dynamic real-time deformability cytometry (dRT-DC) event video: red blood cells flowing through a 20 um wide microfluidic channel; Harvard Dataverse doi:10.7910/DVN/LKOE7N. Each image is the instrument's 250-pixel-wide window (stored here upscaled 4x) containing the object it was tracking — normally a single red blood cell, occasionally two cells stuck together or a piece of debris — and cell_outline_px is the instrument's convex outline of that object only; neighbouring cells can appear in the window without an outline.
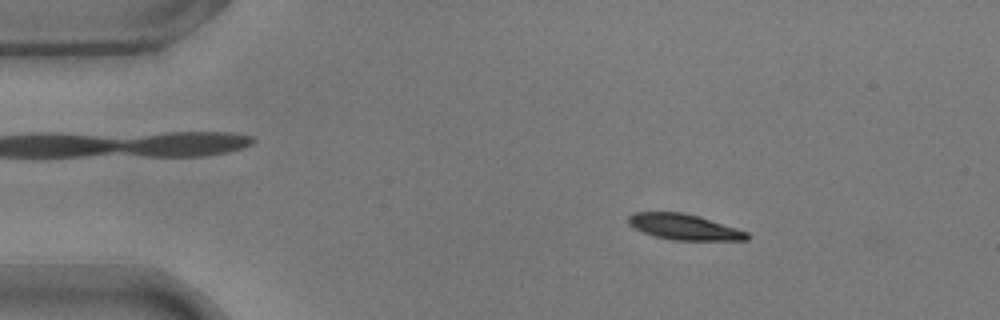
{"species": "common noctule bat (a hibernating species)", "species_latin": "Nyctalus noctula", "temperature_condition": "warm", "stored_images_in_passage": 53, "camera_frame_rate_fps": 3000, "um_per_image_px": 0.085, "animal": {"sex": "male", "body_mass_g": 17.9}, "frame": {"image": 1, "passage_image": 8, "time_ms": 2.333, "image_size_px": [1000, 320], "cell_outline_px": [[748, 240], [672, 240], [656, 236], [632, 228], [628, 224], [628, 216], [632, 212], [684, 212], [700, 216], [748, 232]], "centroid_in_image_um": [58.11, 19.28], "position_along_channel_um": 26.9, "area_um2": 17.8}}
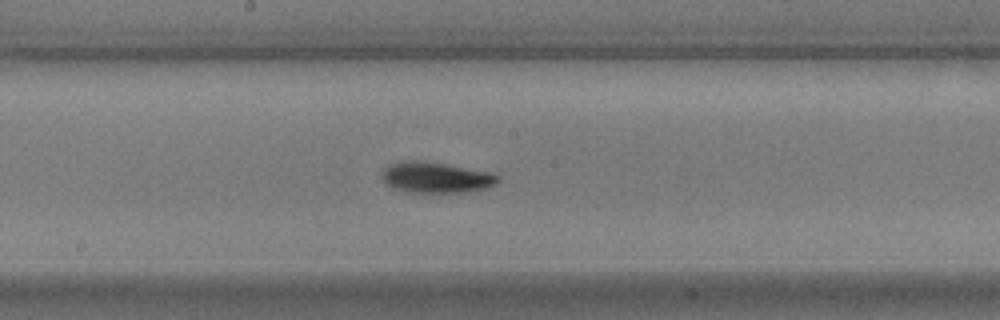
{"frame": {"image": 2, "passage_image": 28, "time_ms": 9.0, "image_size_px": [1000, 320], "cell_outline_px": [[500, 180], [496, 184], [472, 192], [408, 192], [392, 188], [384, 184], [380, 172], [388, 164], [404, 160], [416, 160], [444, 164], [492, 172], [500, 176]], "centroid_in_image_um": [37.02, 15.08], "position_along_channel_um": 211.2, "area_um2": 21.1}}
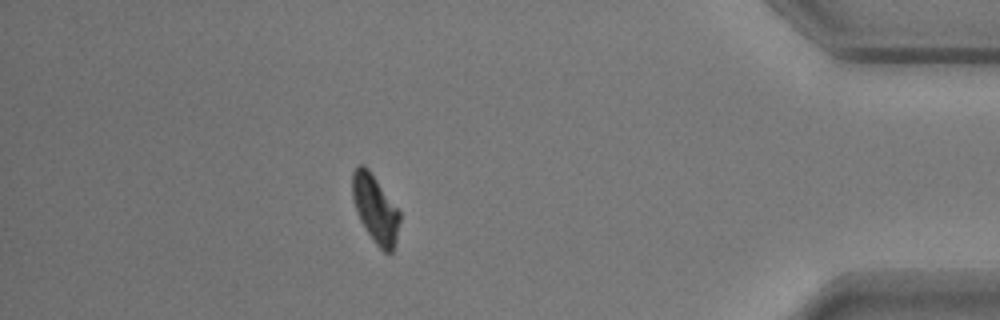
{"frame": {"image": 3, "passage_image": 47, "time_ms": 15.333, "image_size_px": [1000, 320], "cell_outline_px": [[400, 220], [396, 244], [392, 252], [384, 252], [376, 244], [360, 220], [352, 196], [352, 172], [356, 164], [364, 164], [368, 168], [400, 212]], "centroid_in_image_um": [31.9, 17.73], "position_along_channel_um": 403.3, "area_um2": 18.55}, "authors_computed_cell_mechanics": {"area_um2": 19.1896, "velocity_mm_per_s": 3.7143, "shape_relaxation_time_tau1_ms": 2.2141, "shape_relaxation_time_tau2_ms": 8.5253, "deformation_change_tau1": 0.1253, "deformation_change_tau2": 0.1108}}